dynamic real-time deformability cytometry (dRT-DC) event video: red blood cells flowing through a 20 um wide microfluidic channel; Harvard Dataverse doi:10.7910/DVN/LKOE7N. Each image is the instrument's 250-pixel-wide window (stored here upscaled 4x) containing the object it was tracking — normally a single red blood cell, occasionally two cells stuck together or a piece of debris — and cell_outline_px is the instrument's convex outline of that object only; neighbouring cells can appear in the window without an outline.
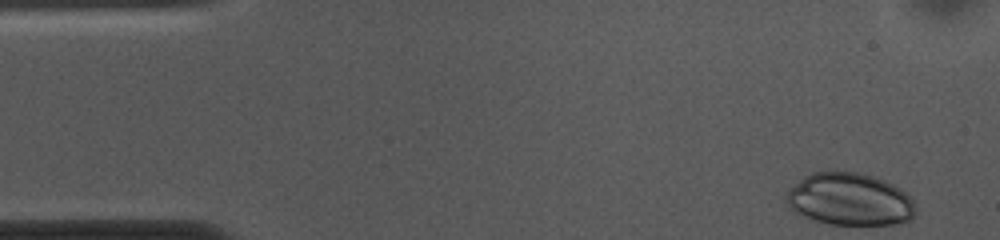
{"species": "common noctule bat (a hibernating species)", "species_latin": "Nyctalus noctula", "temperature_condition": "cold", "stored_images_in_passage": 40, "camera_frame_rate_fps": 3000, "um_per_image_px": 0.085, "animal": {"sex": "female", "body_mass_g": 10.0, "forearm_length_mm": 53.1}, "frame": {"image": 1, "passage_image": 1, "time_ms": 0.0, "image_size_px": [1000, 240], "cell_outline_px": [[916, 208], [912, 220], [900, 224], [828, 224], [804, 216], [796, 212], [788, 204], [788, 192], [804, 176], [812, 172], [856, 172], [876, 176], [900, 188], [912, 200]], "centroid_in_image_um": [72.29, 16.95], "position_along_channel_um": 12.7, "area_um2": 39.07}}
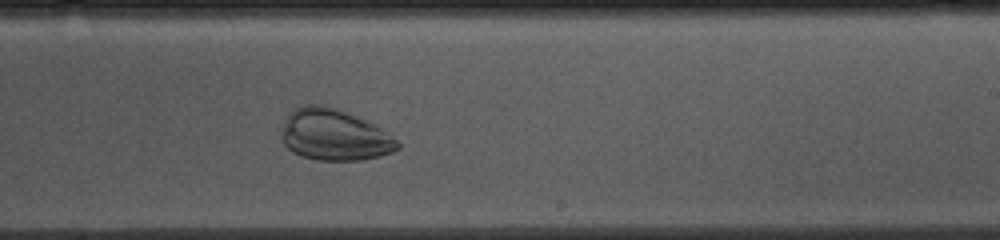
{"frame": {"image": 2, "passage_image": 29, "time_ms": 9.333, "image_size_px": [1000, 240], "cell_outline_px": [[400, 148], [392, 152], [380, 156], [360, 160], [316, 160], [300, 156], [292, 152], [284, 144], [280, 132], [284, 120], [296, 108], [304, 104], [320, 104], [336, 108], [356, 116], [388, 132], [400, 144]], "centroid_in_image_um": [28.39, 11.48], "position_along_channel_um": 260.6, "area_um2": 34.68}}
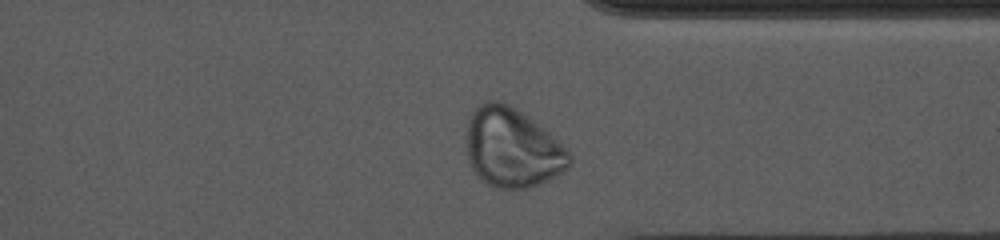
{"frame": {"image": 3, "passage_image": 38, "time_ms": 12.333, "image_size_px": [1000, 240], "cell_outline_px": [[572, 164], [568, 168], [528, 188], [496, 188], [488, 184], [472, 168], [468, 160], [464, 140], [464, 136], [468, 116], [484, 100], [500, 100], [516, 108], [528, 116], [548, 132], [572, 156]], "centroid_in_image_um": [43.47, 12.52], "position_along_channel_um": 367.9, "area_um2": 47.57}}